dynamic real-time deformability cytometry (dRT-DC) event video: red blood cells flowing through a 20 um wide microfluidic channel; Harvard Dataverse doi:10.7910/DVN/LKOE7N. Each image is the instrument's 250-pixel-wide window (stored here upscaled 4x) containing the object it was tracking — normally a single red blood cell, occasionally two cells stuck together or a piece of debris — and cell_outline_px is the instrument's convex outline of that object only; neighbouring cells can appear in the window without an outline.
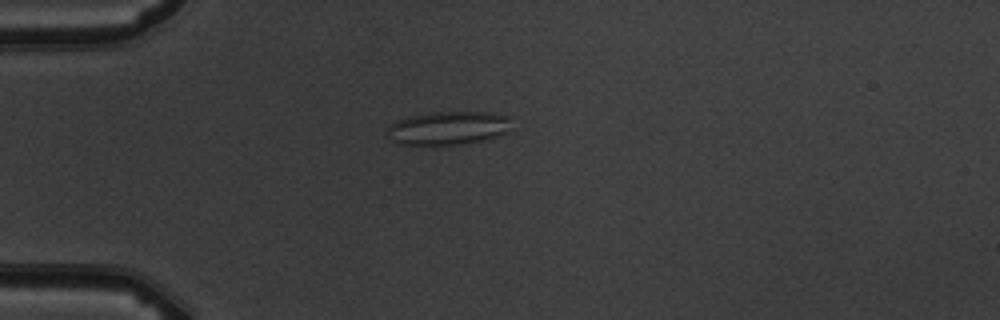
{"species": "common noctule bat (a hibernating species)", "species_latin": "Nyctalus noctula", "temperature_condition": "warm", "stored_images_in_passage": 7, "camera_frame_rate_fps": 3000, "um_per_image_px": 0.085, "animal": {"sex": "male", "body_mass_g": 19.5, "forearm_length_mm": 54.6}, "frame": {"image": 1, "passage_image": 4, "time_ms": 4.333, "image_size_px": [1000, 320], "cell_outline_px": [[512, 132], [500, 136], [468, 144], [432, 148], [400, 144], [384, 136], [384, 132], [392, 124], [400, 120], [412, 116], [432, 112], [492, 112], [508, 116]], "centroid_in_image_um": [38.1, 10.95], "position_along_channel_um": 46.9, "area_um2": 25.43}}
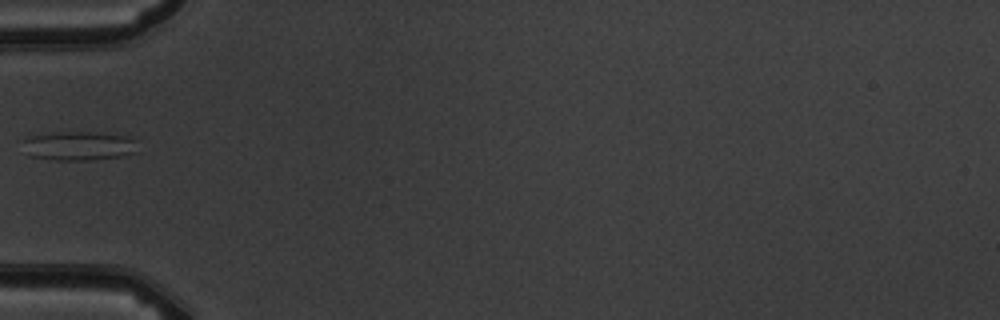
{"frame": {"image": 2, "passage_image": 5, "time_ms": 5.667, "image_size_px": [1000, 320], "cell_outline_px": [[136, 152], [120, 156], [88, 160], [56, 160], [28, 156], [20, 140], [28, 136], [56, 132], [92, 132], [124, 136], [136, 140]], "centroid_in_image_um": [6.61, 12.4], "position_along_channel_um": 78.4, "area_um2": 19.48}}
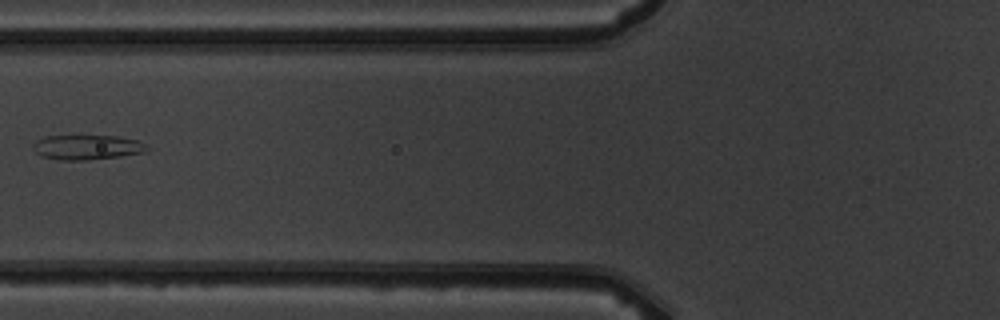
{"frame": {"image": 3, "passage_image": 6, "time_ms": 6.667, "image_size_px": [1000, 320], "cell_outline_px": [[148, 148], [144, 152], [120, 156], [88, 160], [64, 160], [40, 156], [32, 148], [32, 144], [36, 140], [44, 136], [116, 136], [136, 140], [144, 144]], "centroid_in_image_um": [7.34, 12.51], "position_along_channel_um": 118.5, "area_um2": 16.3}}